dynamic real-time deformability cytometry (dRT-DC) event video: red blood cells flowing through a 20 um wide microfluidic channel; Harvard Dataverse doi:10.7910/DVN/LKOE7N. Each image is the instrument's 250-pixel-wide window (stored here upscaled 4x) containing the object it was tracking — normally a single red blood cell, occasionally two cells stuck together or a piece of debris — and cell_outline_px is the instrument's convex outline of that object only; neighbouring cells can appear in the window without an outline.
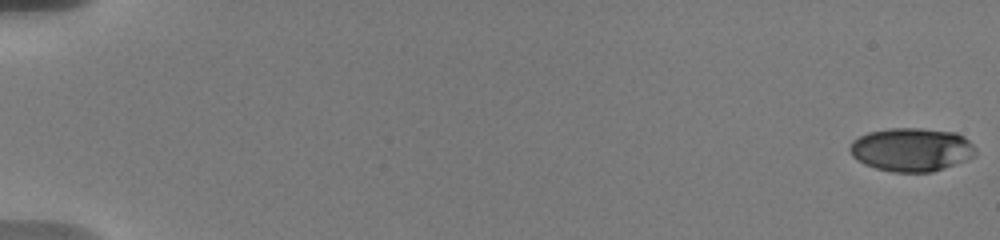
{"species": "human", "species_latin": "Homo sapiens", "temperature_condition": "warm", "stored_images_in_passage": 22, "camera_frame_rate_fps": 3000, "um_per_image_px": 0.085, "donor": {"sex": "male"}, "frame": {"image": 1, "passage_image": 1, "time_ms": 0.0, "image_size_px": [1000, 240], "cell_outline_px": [[976, 156], [968, 160], [932, 172], [892, 172], [876, 168], [864, 164], [856, 160], [852, 156], [848, 148], [852, 140], [868, 132], [888, 128], [920, 128], [956, 132], [964, 136], [976, 148]], "centroid_in_image_um": [77.48, 12.71], "position_along_channel_um": 7.5, "area_um2": 32.25}}
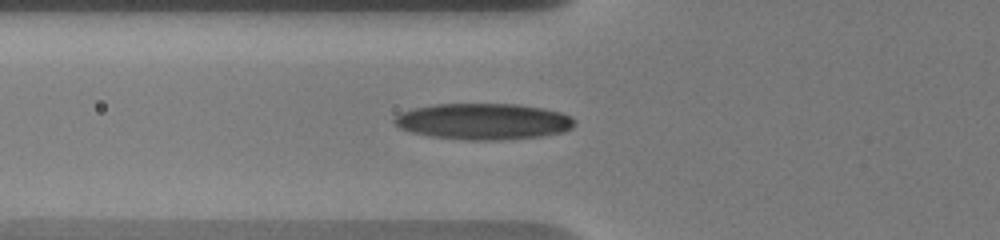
{"frame": {"image": 2, "passage_image": 13, "time_ms": 7.333, "image_size_px": [1000, 240], "cell_outline_px": [[576, 124], [572, 128], [564, 132], [540, 136], [500, 140], [464, 140], [428, 136], [412, 132], [400, 128], [392, 120], [400, 112], [412, 108], [432, 104], [516, 104], [544, 108], [560, 112], [572, 116], [576, 120]], "centroid_in_image_um": [41.1, 10.32], "position_along_channel_um": 84.7, "area_um2": 38.38}}
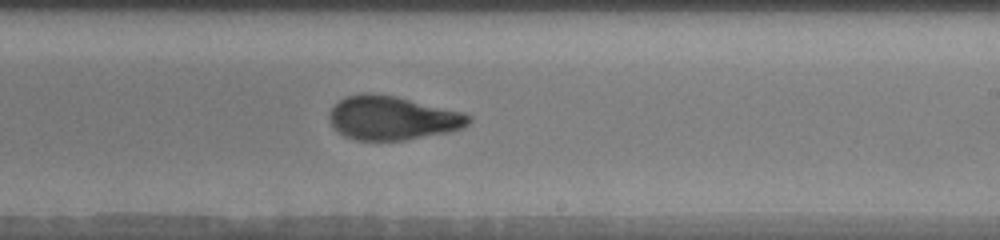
{"frame": {"image": 3, "passage_image": 22, "time_ms": 12.0, "image_size_px": [1000, 240], "cell_outline_px": [[472, 120], [464, 128], [448, 132], [404, 140], [356, 140], [344, 136], [336, 132], [328, 120], [328, 112], [344, 96], [364, 92], [368, 92], [396, 96], [464, 112], [472, 116]], "centroid_in_image_um": [33.33, 10.02], "position_along_channel_um": 255.7, "area_um2": 36.01}}